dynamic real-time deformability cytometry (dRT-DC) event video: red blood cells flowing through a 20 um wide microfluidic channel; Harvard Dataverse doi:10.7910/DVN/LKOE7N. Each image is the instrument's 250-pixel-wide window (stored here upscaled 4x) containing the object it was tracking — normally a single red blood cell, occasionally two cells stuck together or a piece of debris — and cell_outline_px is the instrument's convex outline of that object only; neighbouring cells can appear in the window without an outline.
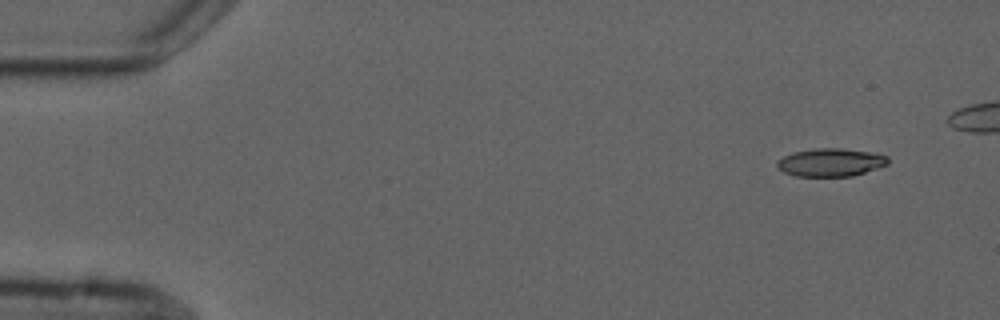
{"species": "common noctule bat (a hibernating species)", "species_latin": "Nyctalus noctula", "temperature_condition": "cold", "stored_images_in_passage": 6, "segment_of_instrument_passage": [1, 2], "camera_frame_rate_fps": 3000, "um_per_image_px": 0.085, "animal": {"sex": "male", "forearm_length_mm": 52.5}, "frame": {"image": 1, "passage_image": 1, "time_ms": 0.0, "image_size_px": [1000, 320], "cell_outline_px": [[888, 164], [852, 176], [796, 176], [784, 172], [776, 164], [784, 156], [792, 152], [816, 148], [840, 148], [868, 152], [888, 156]], "centroid_in_image_um": [70.6, 13.8], "position_along_channel_um": 14.4, "area_um2": 17.8}}
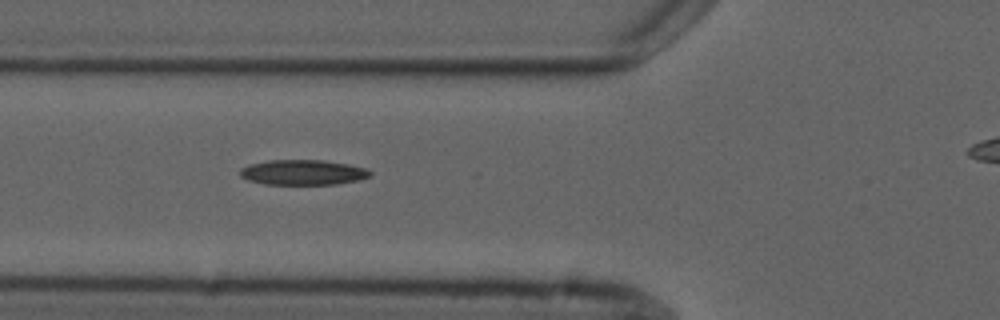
{"frame": {"image": 2, "passage_image": 5, "time_ms": 5.333, "image_size_px": [1000, 320], "cell_outline_px": [[372, 176], [360, 180], [336, 184], [264, 184], [248, 180], [240, 176], [240, 168], [248, 164], [268, 160], [324, 160], [348, 164], [368, 168], [372, 172]], "centroid_in_image_um": [25.77, 14.65], "position_along_channel_um": 100.0, "area_um2": 19.31}}